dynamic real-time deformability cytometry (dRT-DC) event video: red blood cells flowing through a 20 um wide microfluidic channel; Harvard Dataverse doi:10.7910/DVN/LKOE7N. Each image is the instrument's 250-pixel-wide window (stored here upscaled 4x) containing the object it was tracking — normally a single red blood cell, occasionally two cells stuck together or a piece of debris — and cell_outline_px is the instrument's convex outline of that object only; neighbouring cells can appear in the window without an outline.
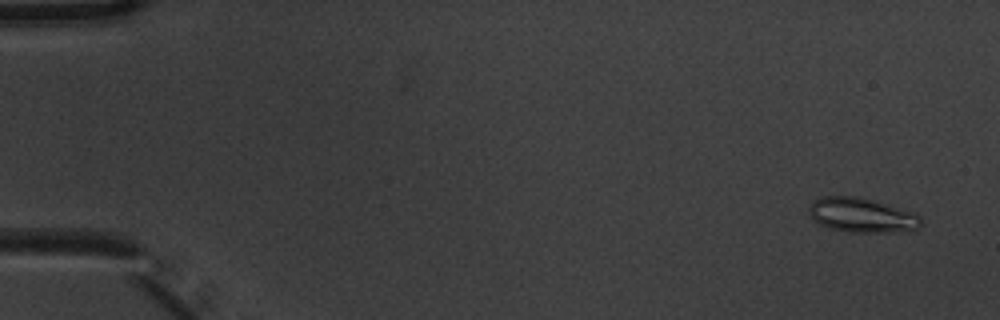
{"species": "common noctule bat (a hibernating species)", "species_latin": "Nyctalus noctula", "temperature_condition": "warm", "stored_images_in_passage": 4, "camera_frame_rate_fps": 3000, "um_per_image_px": 0.085, "animal": {"sex": "male", "body_mass_g": 20.1, "forearm_length_mm": 53.5}, "frame": {"image": 1, "passage_image": 1, "time_ms": 0.0, "image_size_px": [1000, 320], "cell_outline_px": [[924, 224], [908, 232], [848, 232], [832, 228], [820, 224], [812, 220], [808, 212], [808, 208], [816, 200], [824, 196], [860, 196], [916, 212], [920, 216]], "centroid_in_image_um": [73.32, 18.29], "position_along_channel_um": 11.7, "area_um2": 22.89}}
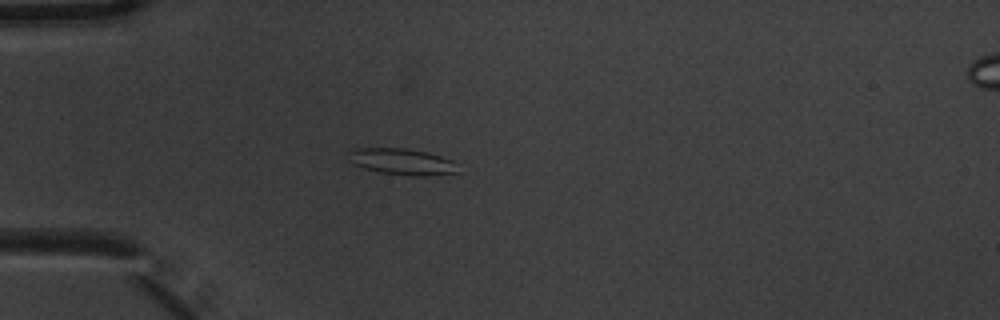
{"frame": {"image": 2, "passage_image": 4, "time_ms": 1.0, "image_size_px": [1000, 320], "cell_outline_px": [[456, 172], [424, 176], [416, 176], [380, 172], [364, 168], [352, 164], [348, 160], [348, 152], [352, 148], [404, 148], [428, 152], [452, 160]], "centroid_in_image_um": [34.07, 13.72], "position_along_channel_um": 50.9, "area_um2": 16.59}}